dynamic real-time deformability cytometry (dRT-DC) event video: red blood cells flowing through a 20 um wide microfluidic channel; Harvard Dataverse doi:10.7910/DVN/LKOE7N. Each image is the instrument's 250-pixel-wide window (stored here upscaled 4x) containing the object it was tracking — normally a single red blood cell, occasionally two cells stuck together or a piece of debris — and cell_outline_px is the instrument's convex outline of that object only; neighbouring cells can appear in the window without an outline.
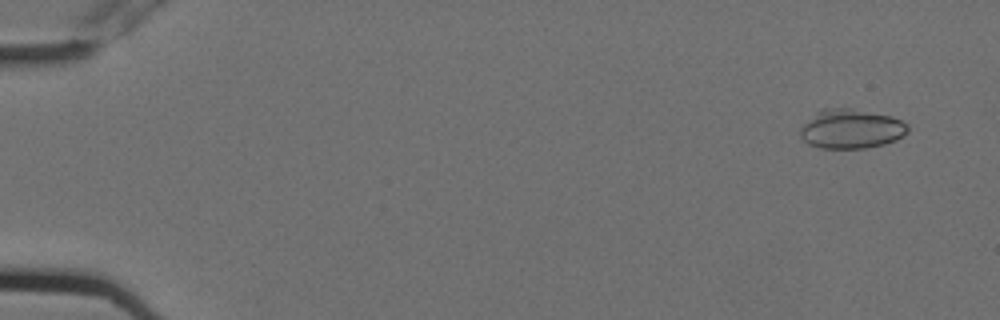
{"species": "Egyptian fruit bat (a non-hibernating species)", "species_latin": "Rousettus aegyptiacus", "temperature_condition": "cold", "stored_images_in_passage": 6, "camera_frame_rate_fps": 3000, "um_per_image_px": 0.085, "animal": {"sex": "female"}, "frame": {"image": 1, "passage_image": 1, "time_ms": 0.0, "image_size_px": [1000, 320], "cell_outline_px": [[908, 132], [896, 140], [884, 144], [864, 148], [820, 148], [808, 144], [800, 136], [800, 128], [816, 112], [824, 108], [852, 108], [892, 116], [908, 124]], "centroid_in_image_um": [72.35, 10.95], "position_along_channel_um": 12.6, "area_um2": 24.68}}